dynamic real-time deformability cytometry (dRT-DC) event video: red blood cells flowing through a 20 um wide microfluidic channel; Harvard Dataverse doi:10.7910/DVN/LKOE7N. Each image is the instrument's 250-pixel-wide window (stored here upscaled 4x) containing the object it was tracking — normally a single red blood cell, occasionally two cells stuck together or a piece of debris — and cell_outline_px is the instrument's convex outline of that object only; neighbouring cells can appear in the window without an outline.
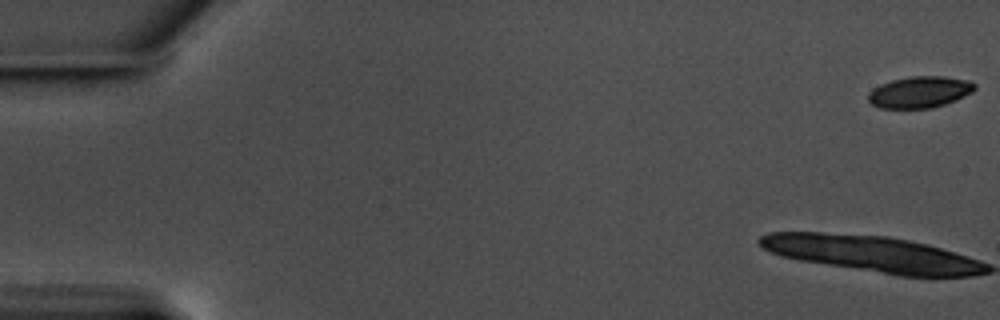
{"species": "common noctule bat (a hibernating species)", "species_latin": "Nyctalus noctula", "temperature_condition": "warm", "stored_images_in_passage": 7, "camera_frame_rate_fps": 3000, "um_per_image_px": 0.085, "animal": {"sex": "male", "body_mass_g": 17.5, "forearm_length_mm": 52.3}, "frame": {"image": 1, "passage_image": 1, "time_ms": 0.0, "image_size_px": [1000, 320], "cell_outline_px": [[976, 88], [972, 92], [956, 100], [932, 108], [880, 108], [872, 104], [868, 100], [868, 92], [872, 88], [880, 84], [892, 80], [912, 76], [944, 76], [972, 80], [976, 84]], "centroid_in_image_um": [78.19, 7.81], "position_along_channel_um": 6.8, "area_um2": 19.71}}